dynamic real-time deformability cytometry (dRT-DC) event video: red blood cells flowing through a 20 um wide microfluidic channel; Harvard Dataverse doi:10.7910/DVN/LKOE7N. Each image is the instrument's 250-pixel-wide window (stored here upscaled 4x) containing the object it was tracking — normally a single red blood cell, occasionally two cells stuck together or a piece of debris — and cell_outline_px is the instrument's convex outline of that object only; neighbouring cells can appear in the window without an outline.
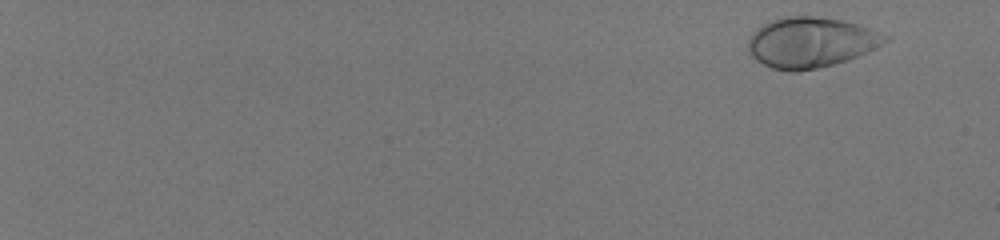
{"species": "human", "species_latin": "Homo sapiens", "temperature_condition": "room temperature", "stored_images_in_passage": 56, "camera_frame_rate_fps": 3000, "um_per_image_px": 0.085, "donor": {"sex": "male"}, "frame": {"image": 1, "passage_image": 3, "time_ms": 0.667, "image_size_px": [1000, 240], "cell_outline_px": [[892, 36], [888, 40], [868, 52], [848, 60], [816, 68], [796, 72], [788, 72], [772, 68], [756, 60], [748, 52], [748, 36], [764, 24], [772, 20], [788, 16], [812, 16], [840, 20], [856, 24]], "centroid_in_image_um": [68.91, 3.61], "position_along_channel_um": 16.1, "area_um2": 40.06}}
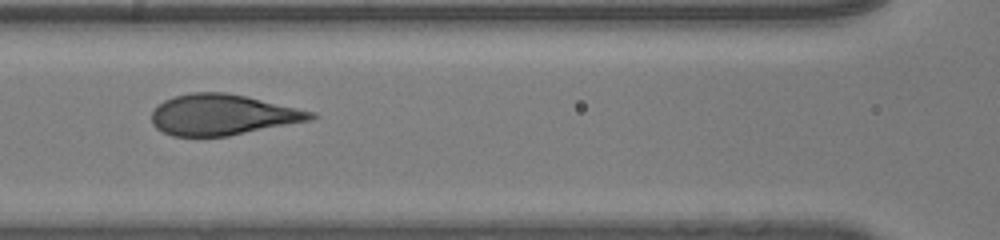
{"frame": {"image": 2, "passage_image": 31, "time_ms": 10.0, "image_size_px": [1000, 240], "cell_outline_px": [[320, 116], [312, 120], [228, 136], [172, 136], [156, 128], [152, 124], [152, 112], [164, 100], [172, 96], [192, 92], [224, 92], [244, 96], [316, 112]], "centroid_in_image_um": [18.94, 9.76], "position_along_channel_um": 147.7, "area_um2": 37.74}}
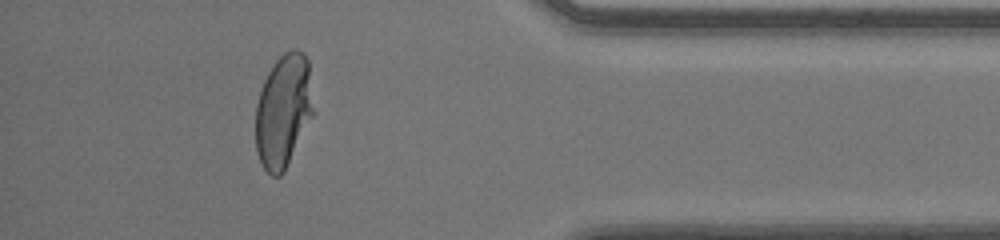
{"frame": {"image": 3, "passage_image": 52, "time_ms": 17.0, "image_size_px": [1000, 240], "cell_outline_px": [[316, 112], [284, 172], [280, 176], [272, 176], [264, 168], [256, 152], [256, 104], [264, 80], [268, 72], [276, 60], [284, 52], [292, 48], [296, 48], [304, 52], [308, 60]], "centroid_in_image_um": [24.13, 9.4], "position_along_channel_um": 411.1, "area_um2": 38.9}, "authors_computed_cell_mechanics": {"area_um2": 38.5815, "velocity_mm_per_s": 4.0198, "shape_relaxation_time_tau1_ms": 4.1583, "shape_relaxation_time_tau2_ms": null, "deformation_change_tau1": 0.216, "deformation_change_tau2": null}}